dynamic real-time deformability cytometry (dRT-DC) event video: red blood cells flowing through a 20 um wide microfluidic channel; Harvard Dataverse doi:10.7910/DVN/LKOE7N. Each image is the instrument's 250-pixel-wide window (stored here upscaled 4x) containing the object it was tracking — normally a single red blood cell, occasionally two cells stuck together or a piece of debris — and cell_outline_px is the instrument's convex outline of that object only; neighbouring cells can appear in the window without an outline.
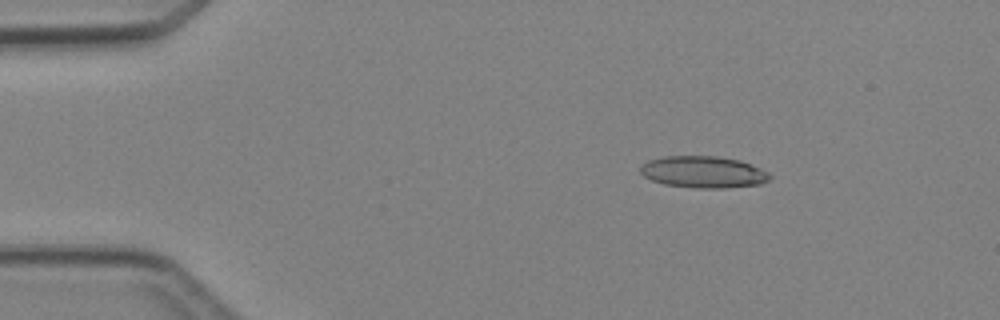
{"species": "Egyptian fruit bat (a non-hibernating species)", "species_latin": "Rousettus aegyptiacus", "temperature_condition": "cold", "stored_images_in_passage": 4, "camera_frame_rate_fps": 3000, "um_per_image_px": 0.085, "animal": {"sex": "female"}, "frame": {"image": 1, "passage_image": 2, "time_ms": 1.333, "image_size_px": [1000, 320], "cell_outline_px": [[772, 180], [760, 184], [724, 188], [696, 188], [664, 184], [652, 180], [644, 176], [640, 172], [640, 168], [648, 160], [664, 156], [716, 156], [740, 160], [760, 168], [768, 172], [772, 176]], "centroid_in_image_um": [59.81, 14.62], "position_along_channel_um": 25.2, "area_um2": 23.99}}
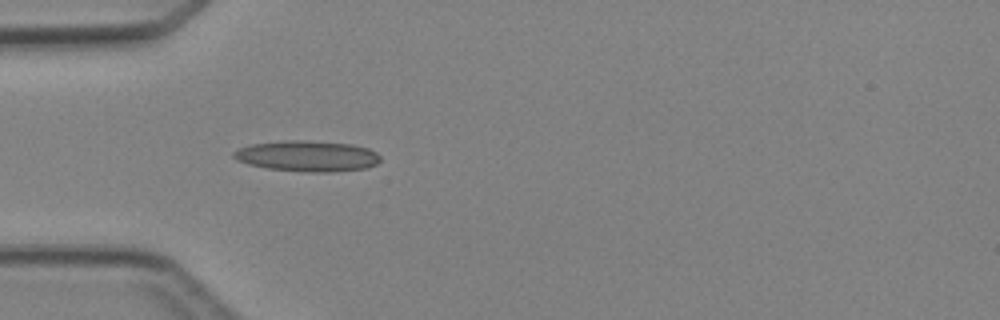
{"frame": {"image": 2, "passage_image": 4, "time_ms": 3.667, "image_size_px": [1000, 320], "cell_outline_px": [[380, 160], [376, 164], [364, 168], [328, 172], [308, 172], [268, 168], [248, 164], [236, 160], [232, 156], [232, 152], [240, 148], [252, 144], [288, 140], [308, 140], [352, 144], [368, 148], [376, 152], [380, 156]], "centroid_in_image_um": [26.11, 13.26], "position_along_channel_um": 58.9, "area_um2": 26.24}}